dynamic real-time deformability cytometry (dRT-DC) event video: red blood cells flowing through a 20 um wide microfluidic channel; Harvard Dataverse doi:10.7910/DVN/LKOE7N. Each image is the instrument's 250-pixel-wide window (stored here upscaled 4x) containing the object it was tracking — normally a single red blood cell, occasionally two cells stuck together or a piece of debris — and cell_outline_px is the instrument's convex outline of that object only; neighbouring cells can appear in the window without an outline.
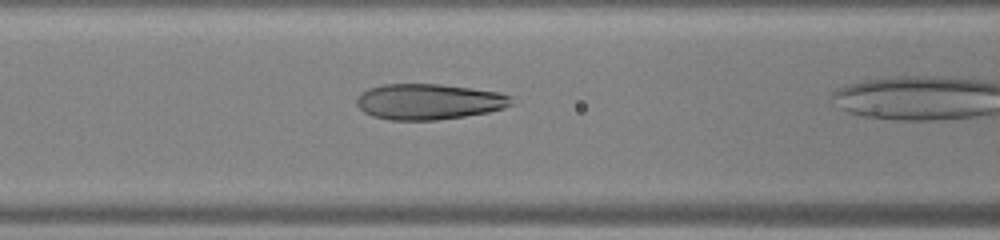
{"species": "human", "species_latin": "Homo sapiens", "temperature_condition": "warm", "stored_images_in_passage": 19, "camera_frame_rate_fps": 3000, "um_per_image_px": 0.085, "donor": {"sex": "male"}, "frame": {"image": 1, "passage_image": 16, "time_ms": 5.0, "image_size_px": [1000, 240], "cell_outline_px": [[512, 104], [504, 108], [488, 112], [464, 116], [436, 120], [388, 120], [372, 116], [364, 112], [356, 104], [356, 100], [368, 88], [384, 84], [440, 84], [472, 88], [500, 92], [512, 96]], "centroid_in_image_um": [36.47, 8.64], "position_along_channel_um": 130.1, "area_um2": 32.25}}